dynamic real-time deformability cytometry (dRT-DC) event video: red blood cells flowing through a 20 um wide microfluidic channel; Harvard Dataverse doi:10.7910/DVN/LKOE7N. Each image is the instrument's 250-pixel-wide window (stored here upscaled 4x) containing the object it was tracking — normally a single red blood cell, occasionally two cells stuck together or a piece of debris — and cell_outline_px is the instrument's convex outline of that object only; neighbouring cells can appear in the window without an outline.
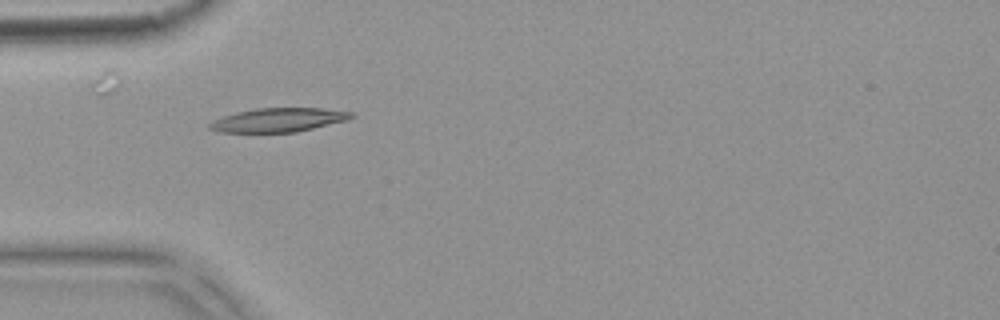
{"species": "common noctule bat (a hibernating species)", "species_latin": "Nyctalus noctula", "temperature_condition": "warm", "stored_images_in_passage": 5, "camera_frame_rate_fps": 3000, "um_per_image_px": 0.085, "animal": {"sex": "female", "body_mass_g": 18.4}, "frame": {"image": 1, "passage_image": 4, "time_ms": 1.0, "image_size_px": [1000, 320], "cell_outline_px": [[356, 116], [348, 120], [296, 132], [220, 132], [208, 128], [208, 124], [212, 120], [236, 112], [256, 108], [324, 108], [352, 112]], "centroid_in_image_um": [23.68, 10.19], "position_along_channel_um": 61.3, "area_um2": 19.77}}